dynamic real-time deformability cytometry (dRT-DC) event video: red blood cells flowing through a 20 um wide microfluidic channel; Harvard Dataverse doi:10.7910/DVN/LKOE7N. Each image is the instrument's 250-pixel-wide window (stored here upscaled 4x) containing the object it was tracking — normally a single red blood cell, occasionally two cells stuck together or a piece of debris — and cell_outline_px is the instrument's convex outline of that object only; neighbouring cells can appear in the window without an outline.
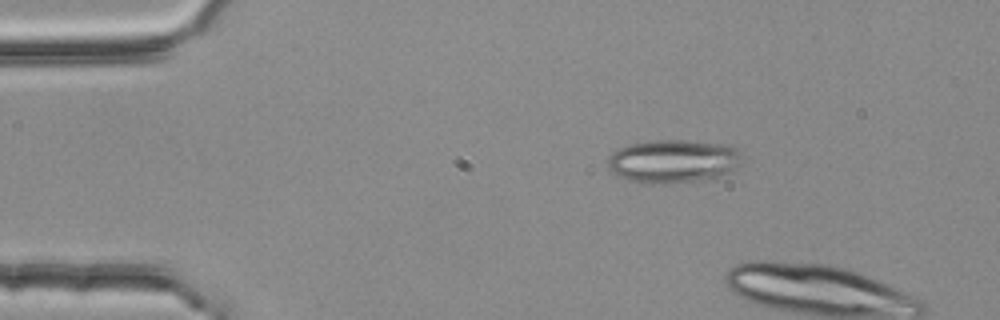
{"species": "common noctule bat (a hibernating species)", "species_latin": "Nyctalus noctula", "temperature_condition": "room temperature", "stored_images_in_passage": 2, "camera_frame_rate_fps": 3000, "um_per_image_px": 0.085, "animal": {"sex": "female", "body_mass_g": 25.1}, "frame": {"image": 1, "passage_image": 1, "time_ms": 0.0, "image_size_px": [1000, 320], "cell_outline_px": [[740, 164], [720, 176], [700, 180], [668, 184], [644, 184], [628, 180], [620, 176], [608, 168], [608, 156], [612, 152], [620, 148], [632, 144], [652, 140], [684, 140], [732, 144], [740, 152]], "centroid_in_image_um": [57.22, 13.7], "position_along_channel_um": 27.8, "area_um2": 34.04}}